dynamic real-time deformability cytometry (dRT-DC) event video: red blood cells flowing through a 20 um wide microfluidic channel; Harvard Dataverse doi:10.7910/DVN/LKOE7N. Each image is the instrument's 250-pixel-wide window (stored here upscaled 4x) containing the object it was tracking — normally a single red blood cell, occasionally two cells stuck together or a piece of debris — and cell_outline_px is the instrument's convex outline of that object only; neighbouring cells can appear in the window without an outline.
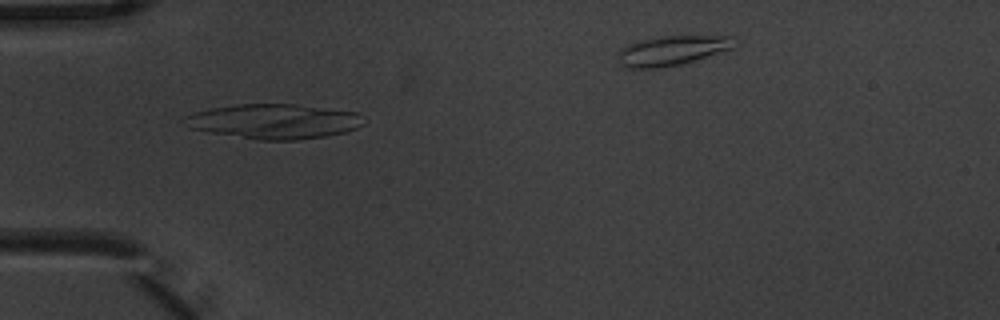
{"species": "common noctule bat (a hibernating species)", "species_latin": "Nyctalus noctula", "temperature_condition": "warm", "stored_images_in_passage": 8, "segment_of_instrument_passage": [1, 2], "camera_frame_rate_fps": 3000, "um_per_image_px": 0.085, "animal": {"sex": "male", "body_mass_g": 20.1, "forearm_length_mm": 53.5}, "frame": {"image": 1, "passage_image": 6, "time_ms": 1.667, "image_size_px": [1000, 320], "cell_outline_px": [[364, 124], [356, 128], [344, 132], [324, 136], [296, 140], [256, 140], [208, 132], [188, 128], [180, 120], [184, 116], [208, 108], [236, 104], [296, 104], [356, 112]], "centroid_in_image_um": [23.19, 10.32], "position_along_channel_um": 61.8, "area_um2": 36.41}}
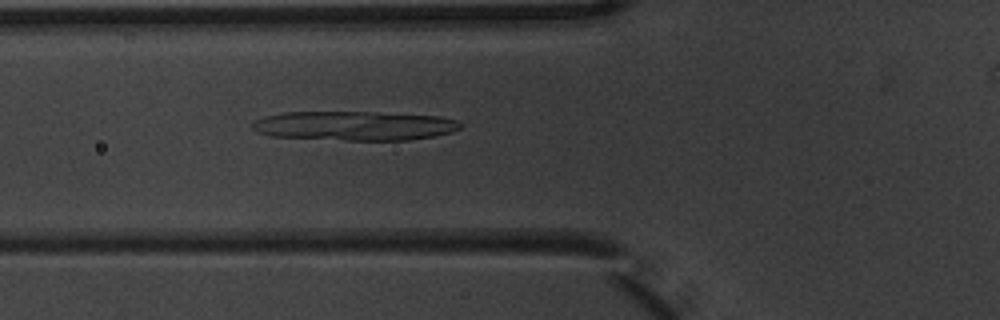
{"frame": {"image": 2, "passage_image": 7, "time_ms": 2.0, "image_size_px": [1000, 320], "cell_outline_px": [[464, 124], [460, 128], [452, 132], [436, 136], [408, 140], [344, 140], [272, 136], [256, 132], [252, 128], [252, 124], [256, 120], [264, 116], [284, 112], [380, 112], [440, 116], [456, 120]], "centroid_in_image_um": [30.16, 10.69], "position_along_channel_um": 95.6, "area_um2": 35.72}}